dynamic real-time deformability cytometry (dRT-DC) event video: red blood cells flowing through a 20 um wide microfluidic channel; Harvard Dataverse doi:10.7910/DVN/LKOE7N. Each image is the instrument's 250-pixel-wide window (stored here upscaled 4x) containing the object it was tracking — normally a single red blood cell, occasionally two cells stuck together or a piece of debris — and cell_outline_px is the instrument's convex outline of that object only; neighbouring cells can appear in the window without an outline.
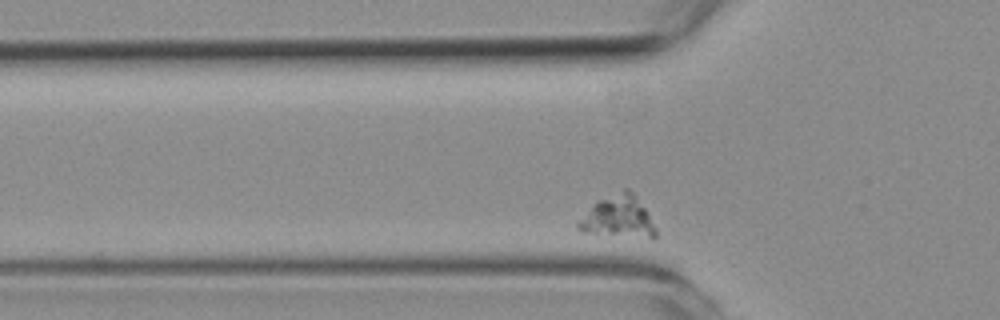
{"species": "common noctule bat (a hibernating species)", "species_latin": "Nyctalus noctula", "temperature_condition": "room temperature", "stored_images_in_passage": 34, "camera_frame_rate_fps": 3000, "um_per_image_px": 0.085, "animal": {"sex": "female", "body_mass_g": 19.3, "forearm_length_mm": 54.1}, "frame": {"image": 1, "passage_image": 5, "time_ms": 1.333, "image_size_px": [1000, 320], "cell_outline_px": [[656, 236], [652, 240], [580, 232], [576, 228], [576, 220], [600, 200], [624, 188], [628, 188], [636, 196], [644, 208], [656, 228]], "centroid_in_image_um": [52.55, 18.5], "position_along_channel_um": 73.3, "area_um2": 19.13}}
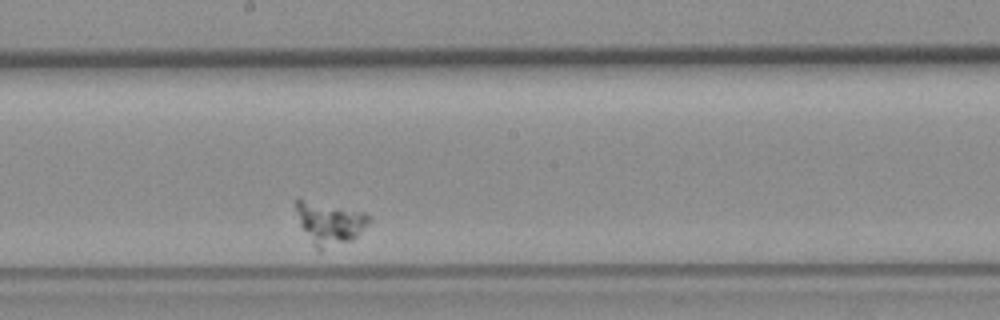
{"frame": {"image": 2, "passage_image": 19, "time_ms": 6.0, "image_size_px": [1000, 320], "cell_outline_px": [[372, 220], [352, 240], [320, 252], [312, 244], [300, 224], [296, 208], [296, 196], [300, 196], [368, 212], [372, 216]], "centroid_in_image_um": [28.03, 18.9], "position_along_channel_um": 220.2, "area_um2": 18.9}}
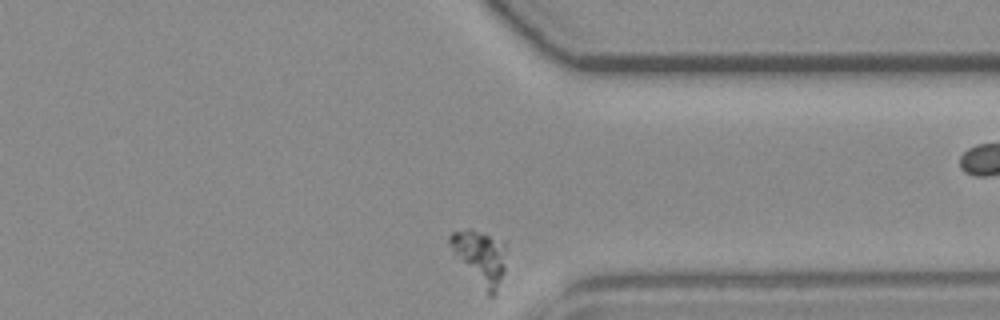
{"frame": {"image": 3, "passage_image": 33, "time_ms": 10.667, "image_size_px": [1000, 320], "cell_outline_px": [[504, 272], [496, 292], [492, 296], [488, 296], [456, 252], [448, 240], [448, 236], [452, 232], [468, 228], [472, 228], [504, 240]], "centroid_in_image_um": [40.87, 21.81], "position_along_channel_um": 370.5, "area_um2": 16.88}}